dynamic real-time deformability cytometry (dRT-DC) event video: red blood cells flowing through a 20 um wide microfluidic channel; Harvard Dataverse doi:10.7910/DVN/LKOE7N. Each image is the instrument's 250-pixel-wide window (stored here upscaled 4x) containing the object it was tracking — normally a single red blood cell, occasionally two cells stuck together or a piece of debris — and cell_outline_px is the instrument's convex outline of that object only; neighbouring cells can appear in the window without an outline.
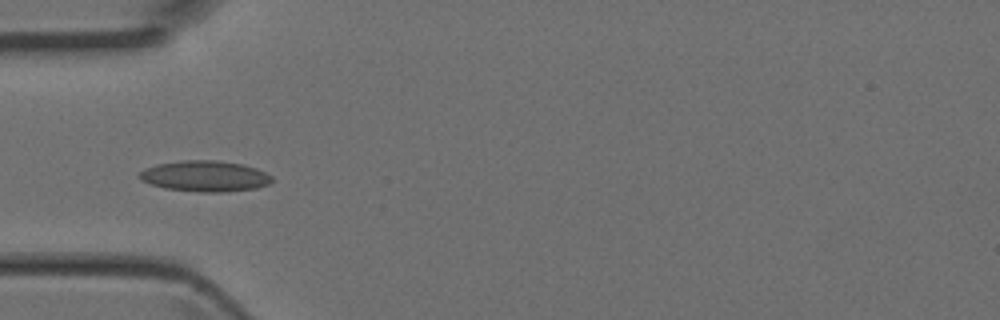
{"species": "Egyptian fruit bat (a non-hibernating species)", "species_latin": "Rousettus aegyptiacus", "temperature_condition": "room temperature", "stored_images_in_passage": 4, "camera_frame_rate_fps": 3000, "um_per_image_px": 0.085, "animal": {"sex": "female"}, "frame": {"image": 1, "passage_image": 3, "time_ms": 0.667, "image_size_px": [1000, 320], "cell_outline_px": [[272, 180], [268, 184], [256, 188], [224, 192], [200, 192], [164, 188], [140, 180], [136, 176], [144, 168], [156, 164], [180, 160], [216, 160], [240, 164], [256, 168], [272, 176]], "centroid_in_image_um": [17.37, 14.97], "position_along_channel_um": 67.6, "area_um2": 23.87}}
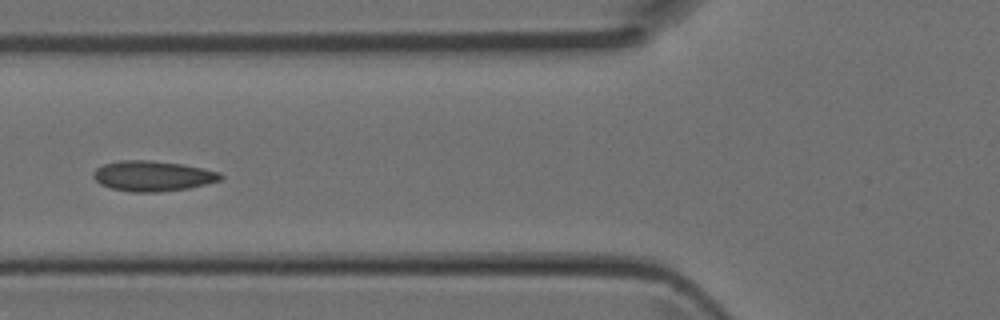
{"frame": {"image": 2, "passage_image": 4, "time_ms": 1.0, "image_size_px": [1000, 320], "cell_outline_px": [[224, 176], [220, 180], [188, 188], [160, 192], [132, 192], [112, 188], [100, 184], [92, 176], [92, 172], [96, 168], [104, 164], [120, 160], [148, 160], [180, 164], [220, 172]], "centroid_in_image_um": [12.94, 14.96], "position_along_channel_um": 112.9, "area_um2": 22.31}}